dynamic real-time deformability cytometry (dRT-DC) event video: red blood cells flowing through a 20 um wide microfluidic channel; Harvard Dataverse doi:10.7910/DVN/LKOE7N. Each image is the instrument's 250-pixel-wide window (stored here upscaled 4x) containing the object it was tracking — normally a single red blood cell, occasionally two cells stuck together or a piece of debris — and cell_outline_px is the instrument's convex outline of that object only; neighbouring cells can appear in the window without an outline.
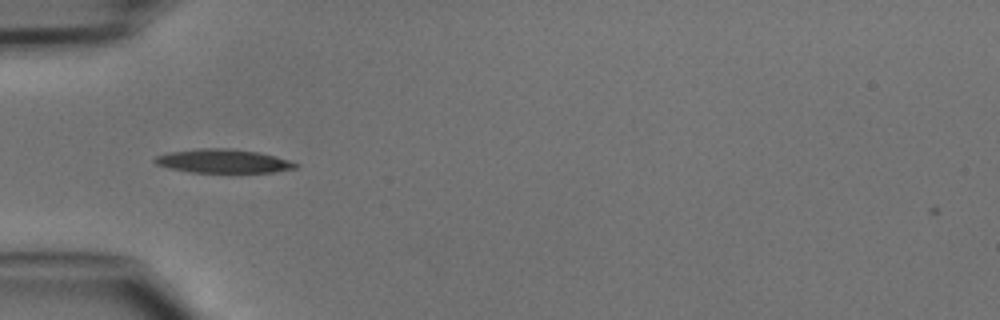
{"species": "common noctule bat (a hibernating species)", "species_latin": "Nyctalus noctula", "temperature_condition": "cold", "stored_images_in_passage": 33, "camera_frame_rate_fps": 3000, "um_per_image_px": 0.085, "animal": {"sex": "male", "body_mass_g": 15.6}, "frame": {"image": 1, "passage_image": 1, "time_ms": 0.0, "image_size_px": [1000, 320], "cell_outline_px": [[300, 164], [296, 168], [272, 172], [192, 172], [168, 168], [156, 164], [152, 160], [156, 156], [168, 152], [196, 148], [232, 148], [260, 152], [276, 156]], "centroid_in_image_um": [18.95, 13.68], "position_along_channel_um": 66.0, "area_um2": 19.59}}
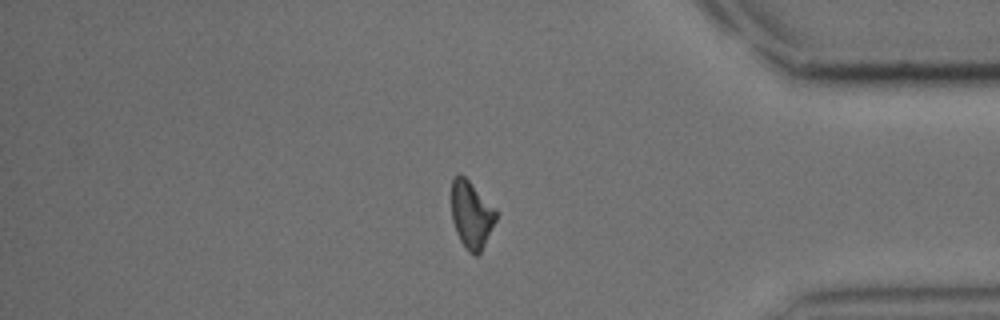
{"frame": {"image": 2, "passage_image": 26, "time_ms": 8.333, "image_size_px": [1000, 320], "cell_outline_px": [[496, 220], [480, 252], [476, 256], [468, 252], [460, 240], [456, 232], [452, 220], [452, 180], [460, 172], [496, 208]], "centroid_in_image_um": [40.06, 18.24], "position_along_channel_um": 395.1, "area_um2": 17.28}}
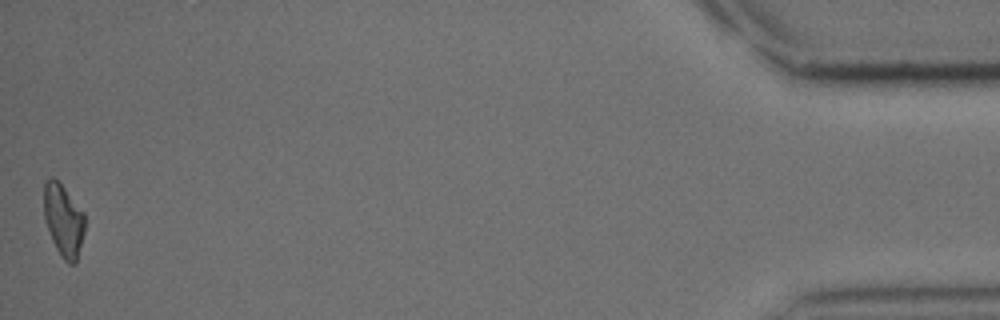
{"frame": {"image": 3, "passage_image": 33, "time_ms": 10.667, "image_size_px": [1000, 320], "cell_outline_px": [[84, 232], [76, 264], [68, 264], [60, 256], [52, 240], [44, 216], [44, 180], [52, 176], [64, 188], [84, 212]], "centroid_in_image_um": [5.39, 18.74], "position_along_channel_um": 429.8, "area_um2": 17.17}}